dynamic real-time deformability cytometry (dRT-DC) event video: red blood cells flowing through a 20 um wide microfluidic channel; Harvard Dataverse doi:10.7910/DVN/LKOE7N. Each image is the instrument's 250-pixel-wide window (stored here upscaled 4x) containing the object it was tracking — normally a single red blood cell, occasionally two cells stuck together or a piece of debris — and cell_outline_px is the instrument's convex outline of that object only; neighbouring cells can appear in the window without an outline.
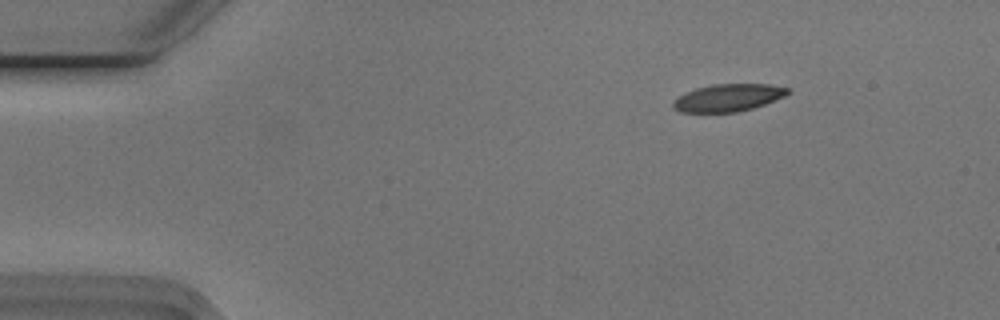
{"species": "Egyptian fruit bat (a non-hibernating species)", "species_latin": "Rousettus aegyptiacus", "temperature_condition": "cold", "stored_images_in_passage": 48, "camera_frame_rate_fps": 3000, "um_per_image_px": 0.085, "animal": {"sex": "male"}, "frame": {"image": 1, "passage_image": 3, "time_ms": 0.667, "image_size_px": [1000, 320], "cell_outline_px": [[792, 92], [784, 96], [764, 104], [752, 108], [736, 112], [680, 112], [672, 108], [672, 100], [696, 88], [712, 84], [768, 84], [788, 88]], "centroid_in_image_um": [61.88, 8.3], "position_along_channel_um": 23.1, "area_um2": 18.21}}
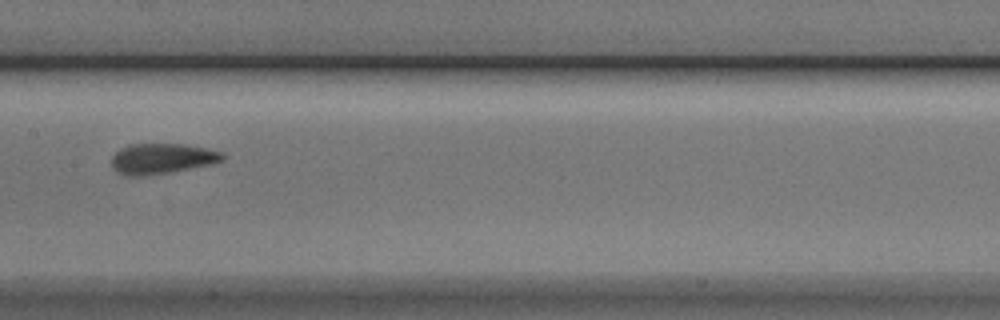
{"frame": {"image": 2, "passage_image": 23, "time_ms": 7.333, "image_size_px": [1000, 320], "cell_outline_px": [[224, 160], [216, 164], [172, 172], [144, 176], [128, 176], [116, 172], [112, 168], [112, 156], [116, 152], [128, 144], [184, 144], [224, 152]], "centroid_in_image_um": [13.79, 13.5], "position_along_channel_um": 193.6, "area_um2": 20.0}}
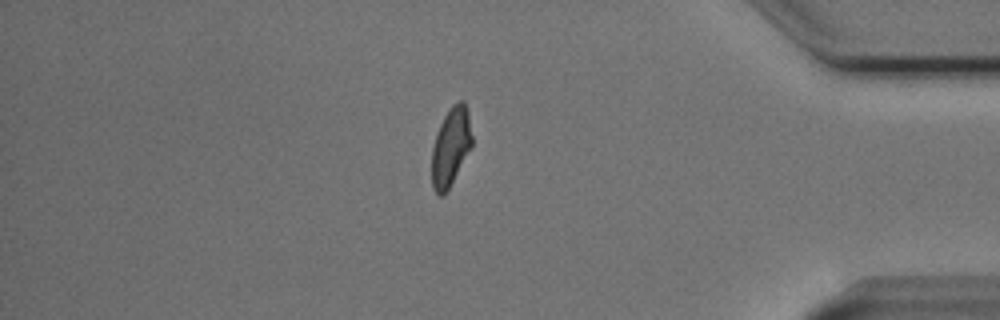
{"frame": {"image": 3, "passage_image": 42, "time_ms": 13.667, "image_size_px": [1000, 320], "cell_outline_px": [[472, 144], [444, 196], [440, 196], [432, 188], [432, 148], [436, 132], [444, 116], [452, 104], [460, 100], [464, 100], [468, 112], [472, 136]], "centroid_in_image_um": [38.3, 12.45], "position_along_channel_um": 396.9, "area_um2": 18.15}}